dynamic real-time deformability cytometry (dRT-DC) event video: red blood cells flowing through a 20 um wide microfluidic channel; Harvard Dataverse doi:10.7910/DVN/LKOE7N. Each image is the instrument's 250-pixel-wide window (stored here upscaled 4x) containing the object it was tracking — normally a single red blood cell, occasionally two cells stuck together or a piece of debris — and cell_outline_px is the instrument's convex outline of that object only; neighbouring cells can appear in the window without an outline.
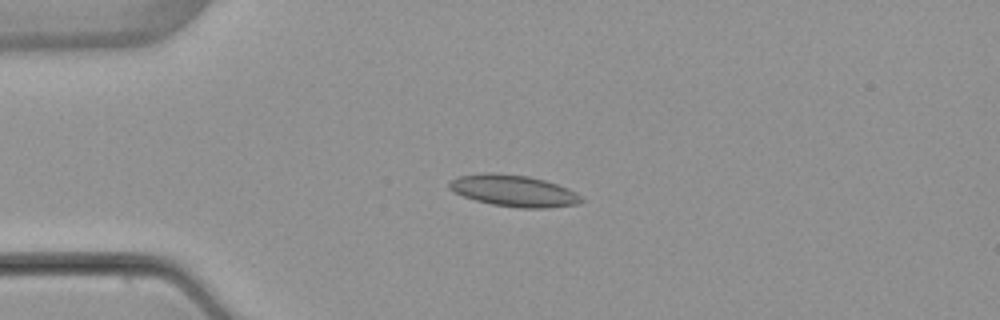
{"species": "common noctule bat (a hibernating species)", "species_latin": "Nyctalus noctula", "temperature_condition": "warm", "stored_images_in_passage": 4, "camera_frame_rate_fps": 3000, "um_per_image_px": 0.085, "animal": {"sex": "female", "body_mass_g": 22.7, "forearm_length_mm": 54.2}, "frame": {"image": 1, "passage_image": 3, "time_ms": 2.667, "image_size_px": [1000, 320], "cell_outline_px": [[584, 200], [580, 204], [548, 208], [520, 208], [492, 204], [476, 200], [464, 196], [448, 188], [448, 184], [452, 180], [460, 176], [484, 172], [492, 172], [528, 176], [544, 180], [568, 188], [576, 192]], "centroid_in_image_um": [43.7, 16.22], "position_along_channel_um": 41.3, "area_um2": 24.22}}